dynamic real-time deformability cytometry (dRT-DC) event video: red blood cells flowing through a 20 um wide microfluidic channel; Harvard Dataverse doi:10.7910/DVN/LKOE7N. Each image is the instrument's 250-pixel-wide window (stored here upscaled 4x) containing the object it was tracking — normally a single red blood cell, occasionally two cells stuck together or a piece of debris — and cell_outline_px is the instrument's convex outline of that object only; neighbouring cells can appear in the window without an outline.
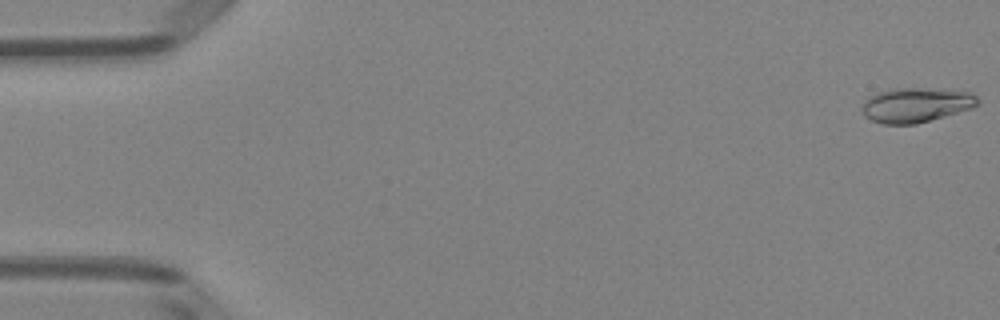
{"species": "Egyptian fruit bat (a non-hibernating species)", "species_latin": "Rousettus aegyptiacus", "temperature_condition": "room temperature", "stored_images_in_passage": 51, "camera_frame_rate_fps": 3000, "um_per_image_px": 0.085, "animal": {"sex": "female"}, "frame": {"image": 1, "passage_image": 1, "time_ms": 0.0, "image_size_px": [1000, 320], "cell_outline_px": [[980, 104], [972, 108], [916, 124], [884, 124], [872, 120], [864, 116], [864, 100], [868, 96], [876, 92], [892, 88], [952, 88], [972, 92], [980, 100]], "centroid_in_image_um": [77.92, 8.89], "position_along_channel_um": 7.1, "area_um2": 23.76}}
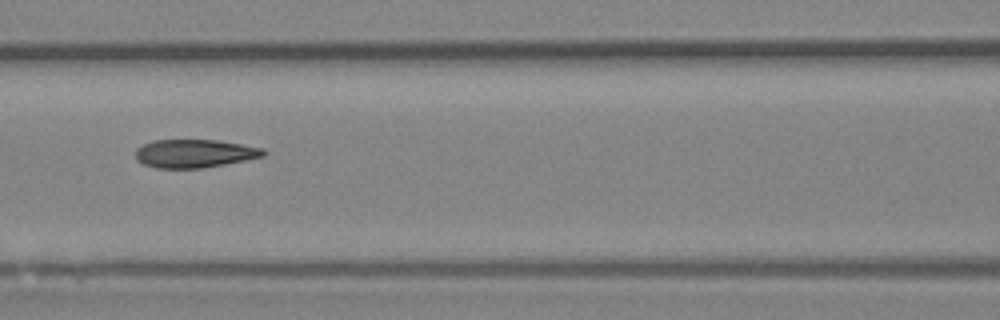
{"frame": {"image": 2, "passage_image": 23, "time_ms": 7.333, "image_size_px": [1000, 320], "cell_outline_px": [[268, 152], [264, 156], [204, 168], [156, 168], [144, 164], [136, 160], [136, 148], [152, 140], [216, 140], [264, 148]], "centroid_in_image_um": [16.53, 13.04], "position_along_channel_um": 150.1, "area_um2": 21.04}}
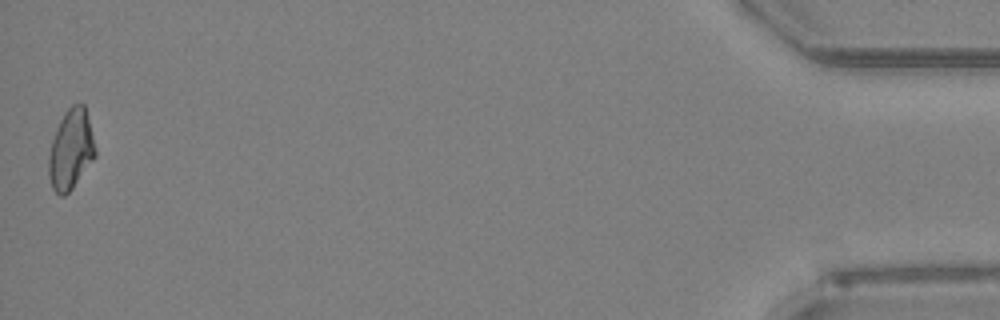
{"frame": {"image": 3, "passage_image": 51, "time_ms": 16.667, "image_size_px": [1000, 320], "cell_outline_px": [[96, 156], [72, 188], [64, 196], [60, 196], [52, 188], [48, 176], [48, 156], [52, 140], [56, 128], [64, 112], [72, 104], [84, 104], [96, 148]], "centroid_in_image_um": [6.01, 12.72], "position_along_channel_um": 429.2, "area_um2": 21.68}, "authors_computed_cell_mechanics": {"area_um2": 21.675, "velocity_mm_per_s": 3.9985, "shape_relaxation_time_tau1_ms": null, "shape_relaxation_time_tau2_ms": 1.8083, "deformation_change_tau1": null, "deformation_change_tau2": 0.0808}}